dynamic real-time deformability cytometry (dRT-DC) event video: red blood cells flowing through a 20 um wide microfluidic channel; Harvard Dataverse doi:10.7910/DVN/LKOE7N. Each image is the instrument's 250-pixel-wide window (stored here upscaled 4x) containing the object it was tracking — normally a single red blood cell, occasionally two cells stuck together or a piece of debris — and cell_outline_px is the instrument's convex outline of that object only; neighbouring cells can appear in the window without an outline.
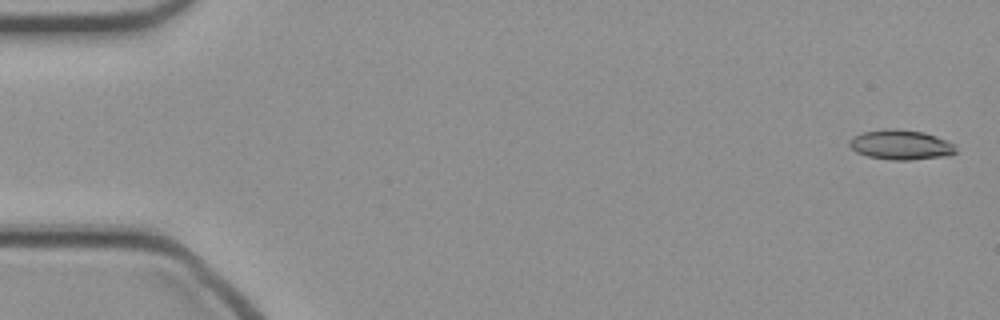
{"species": "common noctule bat (a hibernating species)", "species_latin": "Nyctalus noctula", "temperature_condition": "cold", "stored_images_in_passage": 47, "camera_frame_rate_fps": 3000, "um_per_image_px": 0.085, "animal": {"sex": "female", "body_mass_g": 21.9}, "frame": {"image": 1, "passage_image": 1, "time_ms": 0.0, "image_size_px": [1000, 320], "cell_outline_px": [[956, 152], [948, 156], [908, 160], [892, 160], [868, 156], [856, 152], [848, 144], [848, 140], [852, 136], [864, 132], [884, 128], [896, 128], [924, 132], [948, 140], [956, 148]], "centroid_in_image_um": [76.55, 12.29], "position_along_channel_um": 8.4, "area_um2": 18.67}}
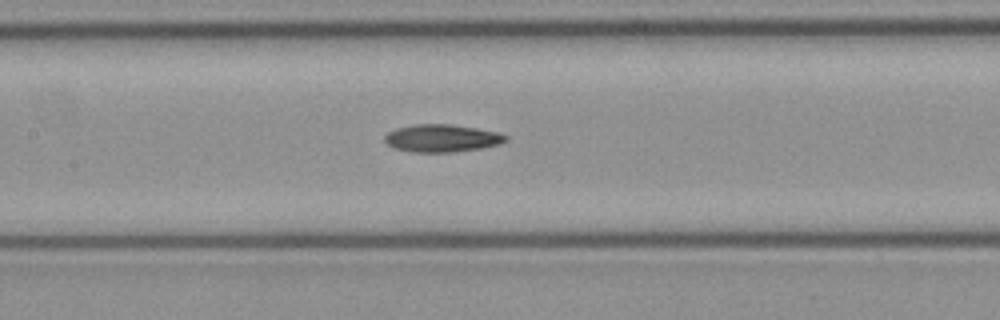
{"frame": {"image": 2, "passage_image": 22, "time_ms": 7.0, "image_size_px": [1000, 320], "cell_outline_px": [[508, 140], [500, 144], [480, 148], [452, 152], [412, 152], [392, 148], [384, 140], [384, 136], [388, 132], [396, 128], [412, 124], [448, 124], [476, 128], [496, 132], [508, 136]], "centroid_in_image_um": [37.52, 11.75], "position_along_channel_um": 169.9, "area_um2": 19.48}}
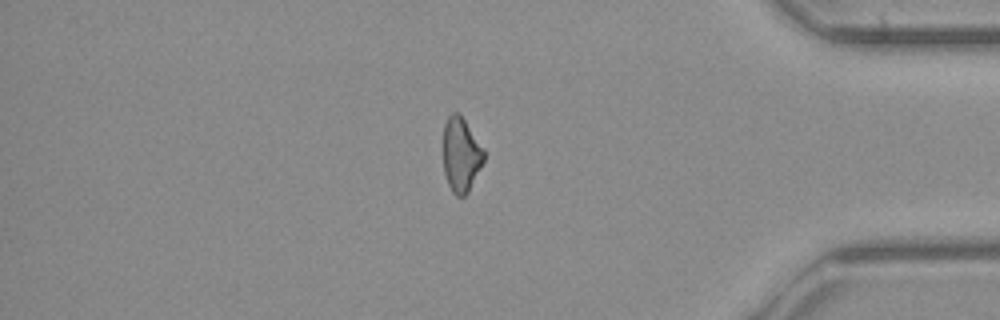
{"frame": {"image": 3, "passage_image": 40, "time_ms": 13.0, "image_size_px": [1000, 320], "cell_outline_px": [[484, 160], [468, 192], [464, 196], [456, 196], [452, 192], [448, 184], [444, 172], [444, 124], [448, 116], [452, 112], [456, 112], [464, 120], [484, 148]], "centroid_in_image_um": [39.18, 13.16], "position_along_channel_um": 396.0, "area_um2": 17.4}}